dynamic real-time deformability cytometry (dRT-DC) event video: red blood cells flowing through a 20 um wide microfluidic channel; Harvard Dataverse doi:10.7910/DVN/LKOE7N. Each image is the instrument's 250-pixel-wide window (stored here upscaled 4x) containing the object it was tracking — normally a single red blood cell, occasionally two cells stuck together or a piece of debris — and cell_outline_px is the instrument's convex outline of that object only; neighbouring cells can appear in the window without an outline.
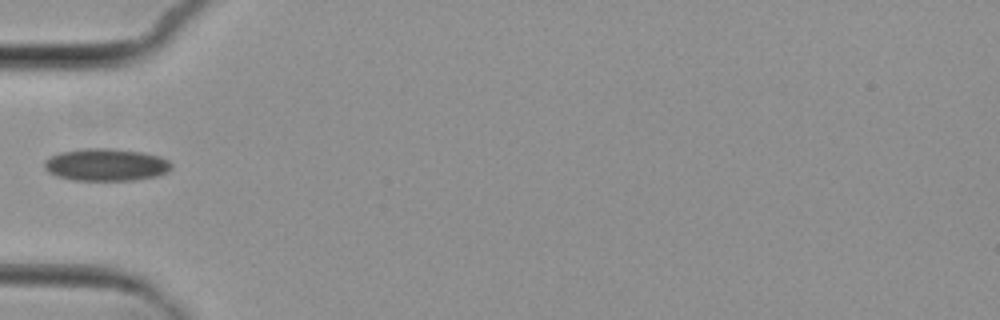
{"species": "common noctule bat (a hibernating species)", "species_latin": "Nyctalus noctula", "temperature_condition": "cold", "stored_images_in_passage": 4, "camera_frame_rate_fps": 3000, "um_per_image_px": 0.085, "animal": {"sex": "female", "body_mass_g": 29.2, "forearm_length_mm": 56.3}, "frame": {"image": 1, "passage_image": 4, "time_ms": 3.333, "image_size_px": [1000, 320], "cell_outline_px": [[172, 168], [168, 172], [156, 176], [132, 180], [72, 180], [56, 176], [48, 172], [44, 168], [44, 160], [60, 152], [84, 148], [112, 148], [144, 152], [160, 156], [168, 160], [172, 164]], "centroid_in_image_um": [9.02, 13.99], "position_along_channel_um": 76.0, "area_um2": 24.16}}